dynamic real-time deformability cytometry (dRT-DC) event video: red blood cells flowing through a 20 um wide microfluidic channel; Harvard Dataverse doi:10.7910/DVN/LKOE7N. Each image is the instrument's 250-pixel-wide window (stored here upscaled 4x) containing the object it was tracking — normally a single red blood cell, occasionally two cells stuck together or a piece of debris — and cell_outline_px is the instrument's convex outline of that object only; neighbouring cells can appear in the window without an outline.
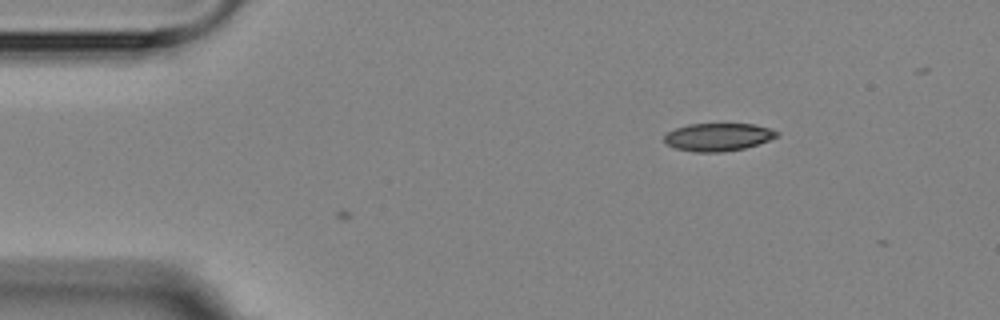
{"species": "Egyptian fruit bat (a non-hibernating species)", "species_latin": "Rousettus aegyptiacus", "temperature_condition": "room temperature", "stored_images_in_passage": 3, "camera_frame_rate_fps": 3000, "um_per_image_px": 0.085, "animal": {"sex": "female"}, "frame": {"image": 1, "passage_image": 3, "time_ms": 2.667, "image_size_px": [1000, 320], "cell_outline_px": [[780, 132], [776, 136], [768, 140], [744, 148], [724, 152], [696, 152], [676, 148], [668, 144], [664, 140], [664, 136], [668, 132], [676, 128], [688, 124], [752, 124], [772, 128]], "centroid_in_image_um": [61.04, 11.64], "position_along_channel_um": 24.0, "area_um2": 18.09}}